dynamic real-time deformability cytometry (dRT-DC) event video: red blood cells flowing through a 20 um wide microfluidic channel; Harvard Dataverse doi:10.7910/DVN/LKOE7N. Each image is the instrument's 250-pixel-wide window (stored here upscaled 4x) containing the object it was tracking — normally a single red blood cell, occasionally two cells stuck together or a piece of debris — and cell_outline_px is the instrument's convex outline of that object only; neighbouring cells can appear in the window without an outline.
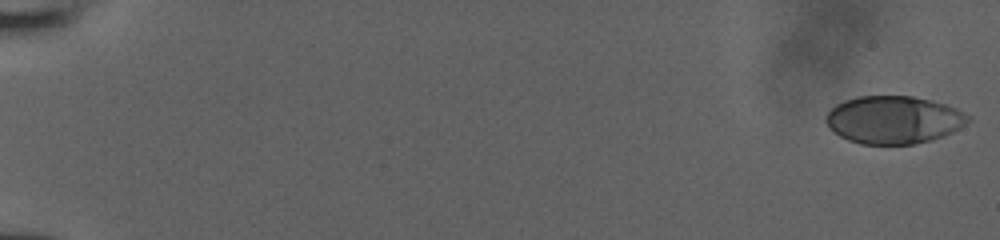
{"species": "human", "species_latin": "Homo sapiens", "temperature_condition": "room temperature", "stored_images_in_passage": 53, "camera_frame_rate_fps": 3000, "um_per_image_px": 0.085, "donor": {"sex": "male"}, "frame": {"image": 1, "passage_image": 1, "time_ms": 0.0, "image_size_px": [1000, 240], "cell_outline_px": [[972, 120], [960, 128], [944, 136], [912, 144], [860, 144], [848, 140], [840, 136], [828, 128], [824, 120], [824, 116], [836, 104], [844, 100], [856, 96], [912, 96], [932, 100], [948, 104], [972, 116]], "centroid_in_image_um": [75.97, 10.17], "position_along_channel_um": 9.0, "area_um2": 40.0}}
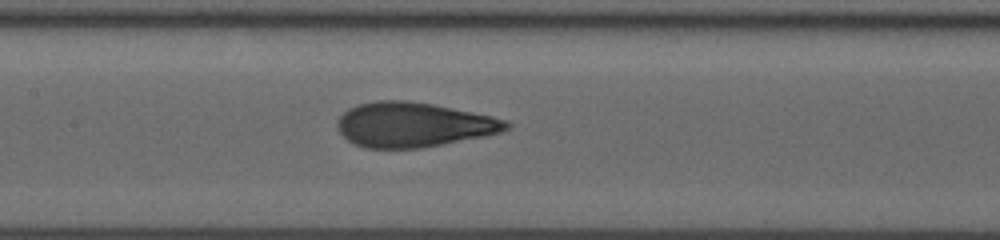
{"frame": {"image": 2, "passage_image": 28, "time_ms": 9.0, "image_size_px": [1000, 240], "cell_outline_px": [[512, 124], [504, 132], [484, 136], [420, 148], [364, 148], [348, 140], [336, 128], [336, 120], [348, 108], [356, 104], [376, 100], [408, 100], [432, 104], [492, 116], [508, 120]], "centroid_in_image_um": [35.13, 10.59], "position_along_channel_um": 172.3, "area_um2": 44.16}}
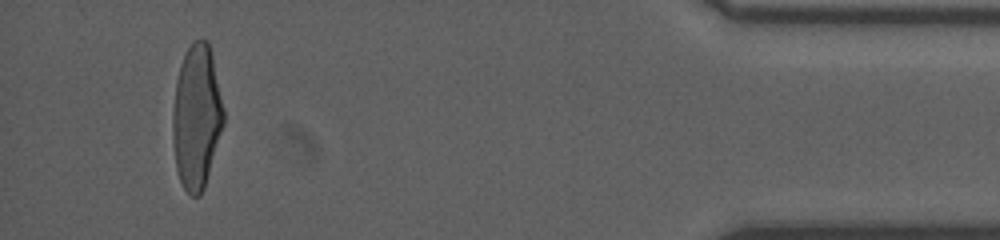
{"frame": {"image": 3, "passage_image": 50, "time_ms": 16.333, "image_size_px": [1000, 240], "cell_outline_px": [[224, 124], [204, 188], [200, 196], [192, 196], [184, 188], [180, 180], [176, 168], [172, 136], [172, 112], [176, 80], [180, 64], [192, 40], [208, 40], [212, 56], [224, 108]], "centroid_in_image_um": [16.7, 9.93], "position_along_channel_um": 418.5, "area_um2": 42.77}}